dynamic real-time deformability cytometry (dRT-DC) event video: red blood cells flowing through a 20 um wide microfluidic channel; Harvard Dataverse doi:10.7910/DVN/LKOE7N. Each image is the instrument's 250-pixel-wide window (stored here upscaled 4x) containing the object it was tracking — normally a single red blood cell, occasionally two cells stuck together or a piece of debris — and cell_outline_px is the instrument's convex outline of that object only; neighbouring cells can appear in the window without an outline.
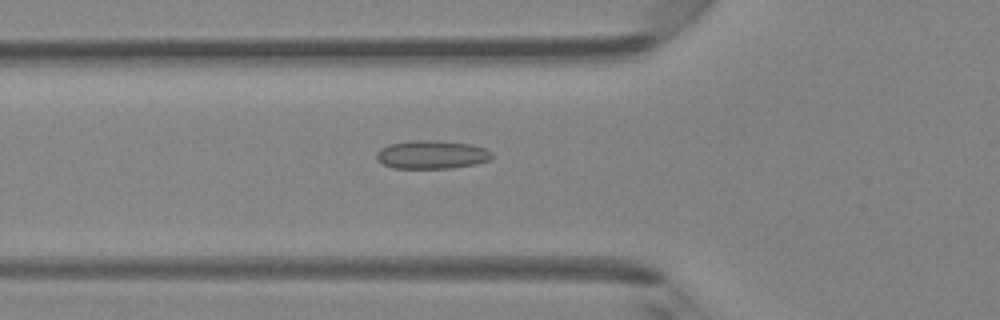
{"species": "Egyptian fruit bat (a non-hibernating species)", "species_latin": "Rousettus aegyptiacus", "temperature_condition": "room temperature", "stored_images_in_passage": 44, "camera_frame_rate_fps": 3000, "um_per_image_px": 0.085, "animal": {"sex": "female"}, "frame": {"image": 1, "passage_image": 17, "time_ms": 5.333, "image_size_px": [1000, 320], "cell_outline_px": [[492, 160], [476, 164], [452, 168], [392, 168], [376, 160], [376, 152], [380, 148], [388, 144], [416, 140], [432, 140], [472, 144], [484, 148], [492, 152]], "centroid_in_image_um": [36.7, 13.14], "position_along_channel_um": 89.1, "area_um2": 19.25}}
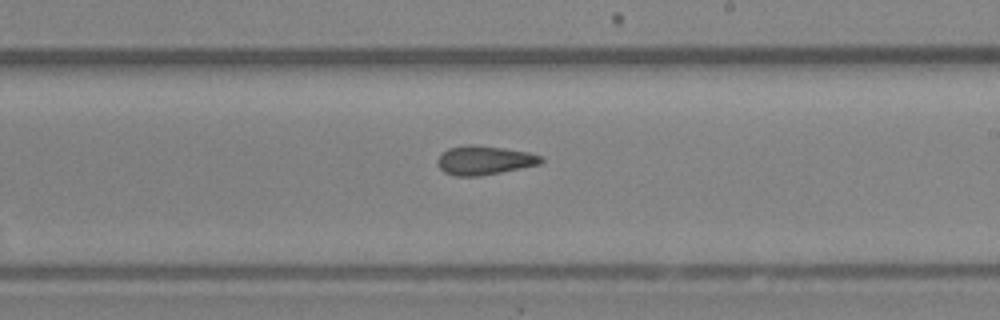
{"frame": {"image": 2, "passage_image": 28, "time_ms": 9.0, "image_size_px": [1000, 320], "cell_outline_px": [[544, 160], [540, 164], [480, 176], [456, 176], [444, 172], [436, 164], [436, 160], [440, 152], [448, 148], [472, 144], [504, 148], [528, 152], [540, 156]], "centroid_in_image_um": [41.11, 13.62], "position_along_channel_um": 247.9, "area_um2": 17.51}}
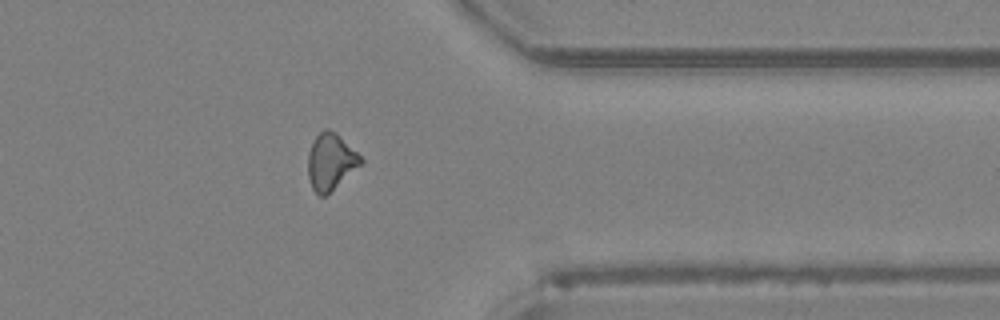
{"frame": {"image": 3, "passage_image": 38, "time_ms": 12.333, "image_size_px": [1000, 320], "cell_outline_px": [[364, 160], [360, 164], [324, 196], [320, 196], [312, 188], [308, 176], [308, 152], [316, 136], [324, 128], [328, 128], [336, 132]], "centroid_in_image_um": [28.07, 13.7], "position_along_channel_um": 383.3, "area_um2": 16.82}, "authors_computed_cell_mechanics": {"area_um2": 17.5712, "velocity_mm_per_s": 4.3527, "shape_relaxation_time_tau1_ms": null, "shape_relaxation_time_tau2_ms": 2.9148, "deformation_change_tau1": null, "deformation_change_tau2": 0.1177}}